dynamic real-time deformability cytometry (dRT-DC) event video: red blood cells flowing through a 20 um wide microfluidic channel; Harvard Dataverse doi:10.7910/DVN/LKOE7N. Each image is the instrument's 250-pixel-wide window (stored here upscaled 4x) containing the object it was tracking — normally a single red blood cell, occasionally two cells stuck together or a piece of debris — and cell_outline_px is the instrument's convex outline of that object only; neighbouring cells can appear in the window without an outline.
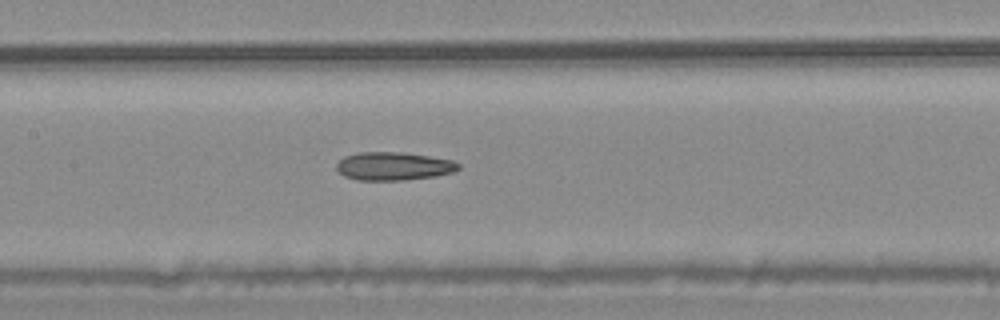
{"species": "common noctule bat (a hibernating species)", "species_latin": "Nyctalus noctula", "temperature_condition": "warm", "stored_images_in_passage": 8, "camera_frame_rate_fps": 3000, "um_per_image_px": 0.085, "animal": {"sex": "male", "body_mass_g": 20.4}, "frame": {"image": 1, "passage_image": 8, "time_ms": 2.333, "image_size_px": [1000, 320], "cell_outline_px": [[460, 168], [452, 172], [436, 176], [404, 180], [356, 180], [344, 176], [336, 168], [336, 164], [344, 156], [360, 152], [400, 152], [428, 156], [452, 160], [460, 164]], "centroid_in_image_um": [33.44, 14.13], "position_along_channel_um": 174.0, "area_um2": 20.0}}